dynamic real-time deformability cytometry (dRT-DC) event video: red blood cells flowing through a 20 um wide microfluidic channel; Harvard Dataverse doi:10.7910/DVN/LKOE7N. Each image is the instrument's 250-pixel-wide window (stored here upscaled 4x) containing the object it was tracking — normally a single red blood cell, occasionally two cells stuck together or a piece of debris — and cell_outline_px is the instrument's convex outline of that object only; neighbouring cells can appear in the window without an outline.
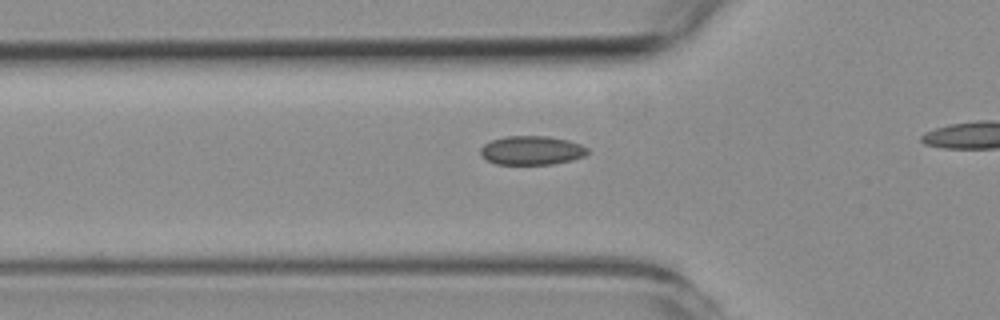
{"species": "common noctule bat (a hibernating species)", "species_latin": "Nyctalus noctula", "temperature_condition": "room temperature", "stored_images_in_passage": 28, "camera_frame_rate_fps": 3000, "um_per_image_px": 0.085, "animal": {"sex": "female", "body_mass_g": 19.3, "forearm_length_mm": 54.1}, "frame": {"image": 1, "passage_image": 3, "time_ms": 0.667, "image_size_px": [1000, 320], "cell_outline_px": [[588, 152], [584, 156], [572, 160], [552, 164], [496, 164], [480, 156], [480, 148], [484, 144], [492, 140], [508, 136], [548, 136], [568, 140], [580, 144], [588, 148]], "centroid_in_image_um": [45.19, 12.78], "position_along_channel_um": 80.6, "area_um2": 18.03}}
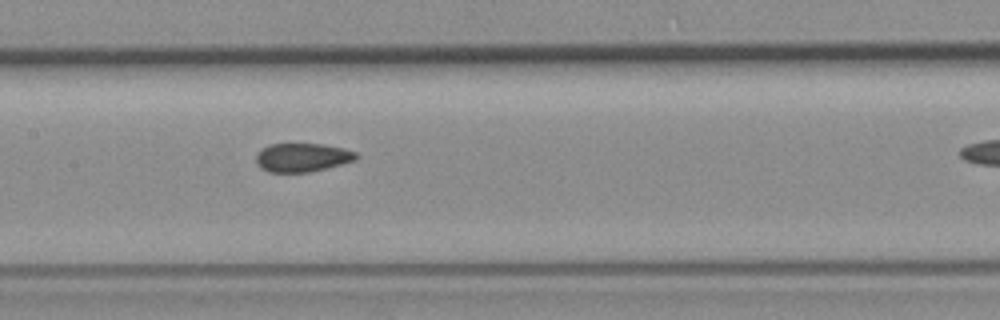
{"frame": {"image": 2, "passage_image": 11, "time_ms": 3.333, "image_size_px": [1000, 320], "cell_outline_px": [[360, 156], [356, 160], [308, 172], [268, 172], [260, 168], [256, 164], [256, 156], [268, 144], [324, 144], [344, 148], [356, 152]], "centroid_in_image_um": [25.7, 13.38], "position_along_channel_um": 181.7, "area_um2": 16.65}}
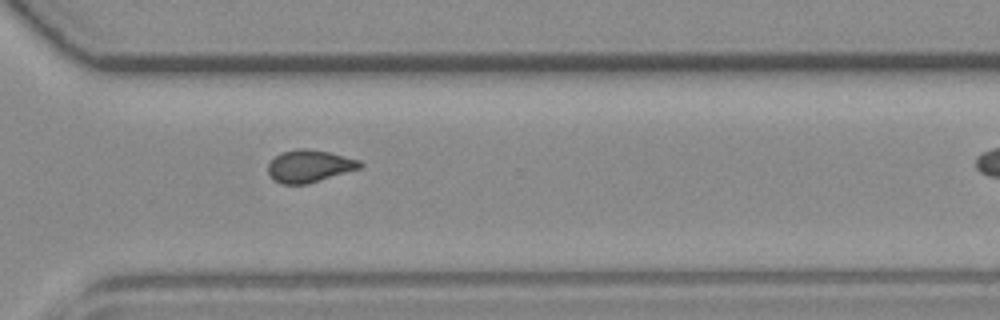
{"frame": {"image": 3, "passage_image": 24, "time_ms": 7.667, "image_size_px": [1000, 320], "cell_outline_px": [[364, 164], [360, 168], [308, 184], [280, 184], [272, 180], [268, 172], [268, 164], [280, 152], [296, 148], [304, 148], [328, 152], [360, 160]], "centroid_in_image_um": [26.27, 14.12], "position_along_channel_um": 344.3, "area_um2": 17.4}}